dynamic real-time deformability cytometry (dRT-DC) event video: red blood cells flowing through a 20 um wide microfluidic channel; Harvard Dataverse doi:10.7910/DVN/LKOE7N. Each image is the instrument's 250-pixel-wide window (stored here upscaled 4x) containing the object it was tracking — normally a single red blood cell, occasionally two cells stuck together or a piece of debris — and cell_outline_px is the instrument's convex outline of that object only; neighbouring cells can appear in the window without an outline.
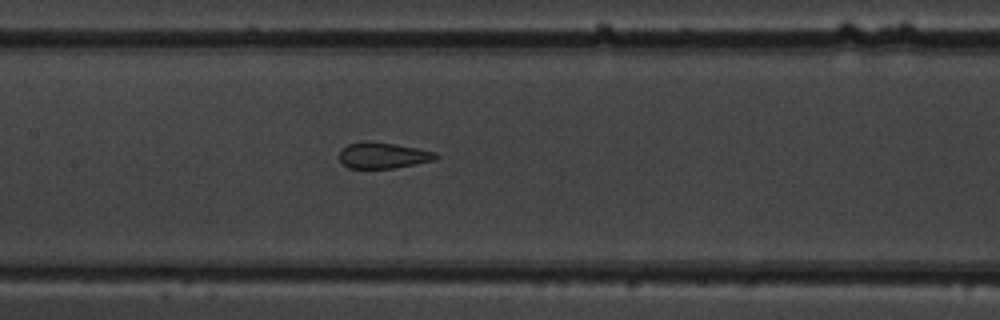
{"species": "common noctule bat (a hibernating species)", "species_latin": "Nyctalus noctula", "temperature_condition": "warm", "stored_images_in_passage": 18, "camera_frame_rate_fps": 3000, "um_per_image_px": 0.085, "animal": {"sex": "male", "body_mass_g": 19.5, "forearm_length_mm": 54.6}, "frame": {"image": 1, "passage_image": 15, "time_ms": 4.667, "image_size_px": [1000, 320], "cell_outline_px": [[440, 156], [436, 160], [392, 168], [348, 168], [340, 160], [340, 152], [348, 144], [364, 140], [368, 140], [396, 144], [436, 152]], "centroid_in_image_um": [32.58, 13.2], "position_along_channel_um": 174.8, "area_um2": 14.62}}